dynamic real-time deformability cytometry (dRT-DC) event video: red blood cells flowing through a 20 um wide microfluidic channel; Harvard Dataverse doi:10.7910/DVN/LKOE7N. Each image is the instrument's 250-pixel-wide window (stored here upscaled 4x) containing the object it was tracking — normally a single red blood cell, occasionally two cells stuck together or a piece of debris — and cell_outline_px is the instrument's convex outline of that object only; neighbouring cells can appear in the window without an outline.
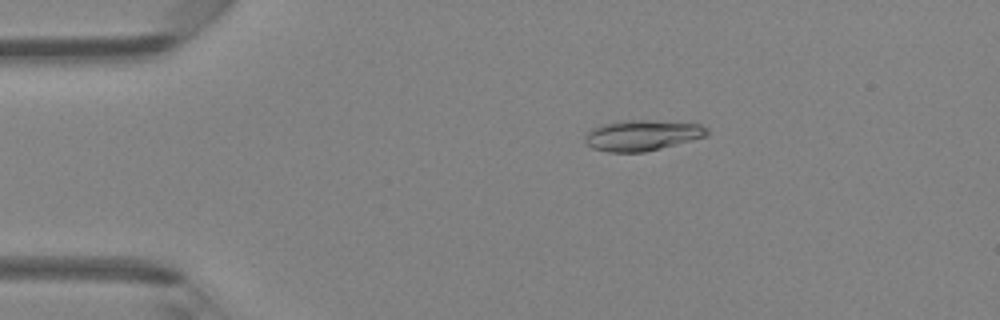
{"species": "Egyptian fruit bat (a non-hibernating species)", "species_latin": "Rousettus aegyptiacus", "temperature_condition": "room temperature", "stored_images_in_passage": 47, "camera_frame_rate_fps": 3000, "um_per_image_px": 0.085, "animal": {"sex": "female"}, "frame": {"image": 1, "passage_image": 9, "time_ms": 2.667, "image_size_px": [1000, 320], "cell_outline_px": [[708, 136], [644, 152], [608, 152], [592, 148], [584, 140], [584, 136], [592, 128], [604, 124], [620, 120], [652, 120], [700, 124], [708, 128]], "centroid_in_image_um": [54.58, 11.49], "position_along_channel_um": 30.4, "area_um2": 21.79}}
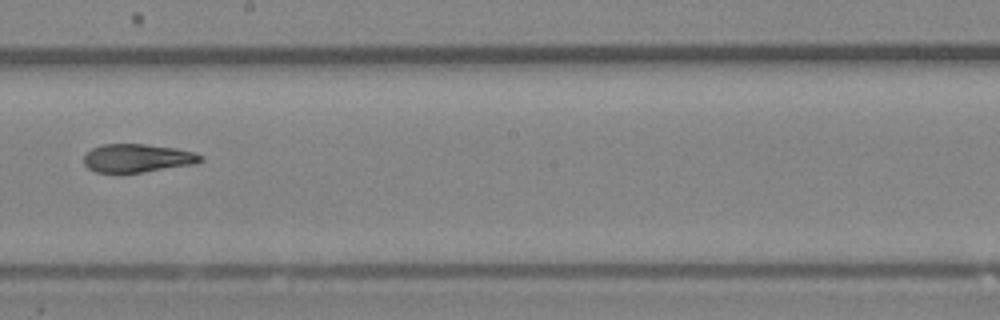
{"frame": {"image": 2, "passage_image": 27, "time_ms": 8.667, "image_size_px": [1000, 320], "cell_outline_px": [[204, 156], [196, 164], [144, 172], [116, 176], [96, 172], [88, 168], [84, 164], [84, 156], [92, 148], [100, 144], [144, 144], [176, 148], [196, 152]], "centroid_in_image_um": [11.64, 13.48], "position_along_channel_um": 236.6, "area_um2": 20.0}}
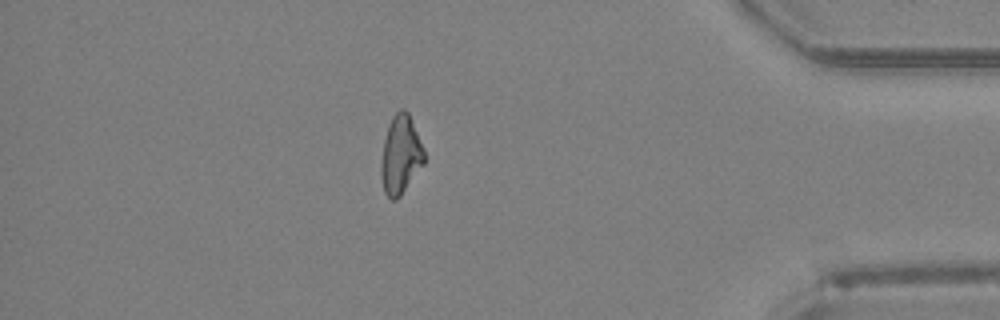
{"frame": {"image": 3, "passage_image": 41, "time_ms": 13.333, "image_size_px": [1000, 320], "cell_outline_px": [[424, 164], [400, 196], [396, 200], [392, 200], [384, 192], [380, 172], [380, 164], [384, 140], [388, 124], [392, 116], [400, 108], [404, 108], [408, 112], [424, 148]], "centroid_in_image_um": [34.04, 13.15], "position_along_channel_um": 401.2, "area_um2": 19.83}, "authors_computed_cell_mechanics": {"area_um2": 20.23, "velocity_mm_per_s": 4.3274, "shape_relaxation_time_tau1_ms": null, "shape_relaxation_time_tau2_ms": 2.663, "deformation_change_tau1": null, "deformation_change_tau2": 0.0829}}